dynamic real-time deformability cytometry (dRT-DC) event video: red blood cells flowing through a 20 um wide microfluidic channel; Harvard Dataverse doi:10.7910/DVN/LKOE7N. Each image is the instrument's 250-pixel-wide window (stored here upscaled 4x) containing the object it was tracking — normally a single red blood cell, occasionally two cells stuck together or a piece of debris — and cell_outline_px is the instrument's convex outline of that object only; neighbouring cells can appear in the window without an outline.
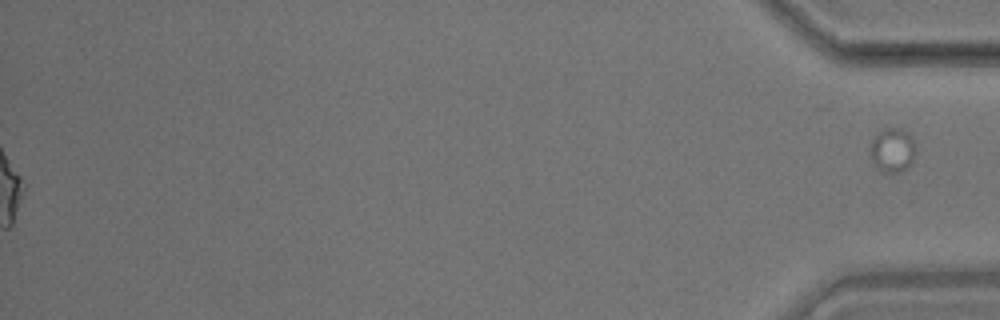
{"species": "common noctule bat (a hibernating species)", "species_latin": "Nyctalus noctula", "temperature_condition": "room temperature", "stored_images_in_passage": 57, "segment_of_instrument_passage": [2, 2], "camera_frame_rate_fps": 3000, "um_per_image_px": 0.085, "animal": {"sex": "male", "body_mass_g": 17.9}, "frame": {"image": 1, "passage_image": 57, "time_ms": 18.667, "image_size_px": [1000, 320], "cell_outline_px": [[916, 148], [912, 160], [900, 172], [884, 172], [876, 168], [872, 160], [872, 140], [876, 132], [888, 128], [900, 128], [912, 136], [916, 144]], "centroid_in_image_um": [75.87, 12.73], "position_along_channel_um": 359.3, "area_um2": 11.5}}